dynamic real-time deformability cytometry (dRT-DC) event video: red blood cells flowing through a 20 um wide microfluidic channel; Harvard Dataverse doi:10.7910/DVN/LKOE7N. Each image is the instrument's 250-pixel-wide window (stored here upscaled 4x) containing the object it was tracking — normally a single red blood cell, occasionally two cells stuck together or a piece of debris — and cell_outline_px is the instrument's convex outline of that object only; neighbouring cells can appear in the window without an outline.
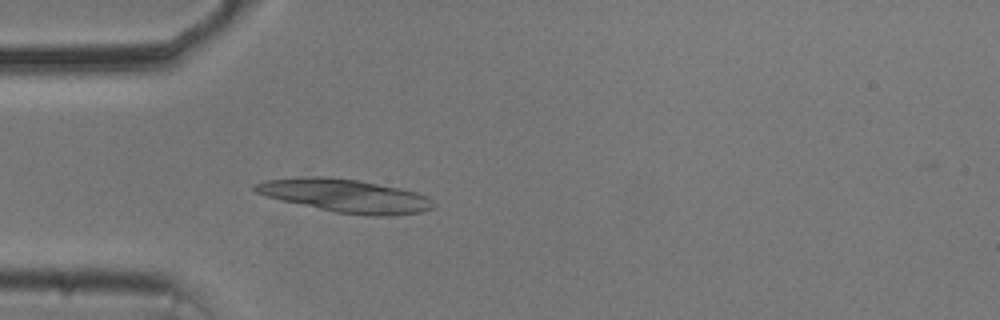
{"species": "common noctule bat (a hibernating species)", "species_latin": "Nyctalus noctula", "temperature_condition": "cold", "stored_images_in_passage": 9, "camera_frame_rate_fps": 3000, "um_per_image_px": 0.085, "animal": {"sex": "male", "body_mass_g": 20.5, "forearm_length_mm": 52.5}, "frame": {"image": 1, "passage_image": 1, "time_ms": 0.0, "image_size_px": [1000, 320], "cell_outline_px": [[436, 204], [432, 208], [424, 212], [388, 216], [376, 216], [336, 212], [280, 200], [264, 196], [256, 192], [252, 188], [256, 184], [268, 180], [304, 176], [324, 176], [356, 180], [400, 188], [416, 192], [428, 196]], "centroid_in_image_um": [29.38, 16.64], "position_along_channel_um": 55.6, "area_um2": 34.39}}
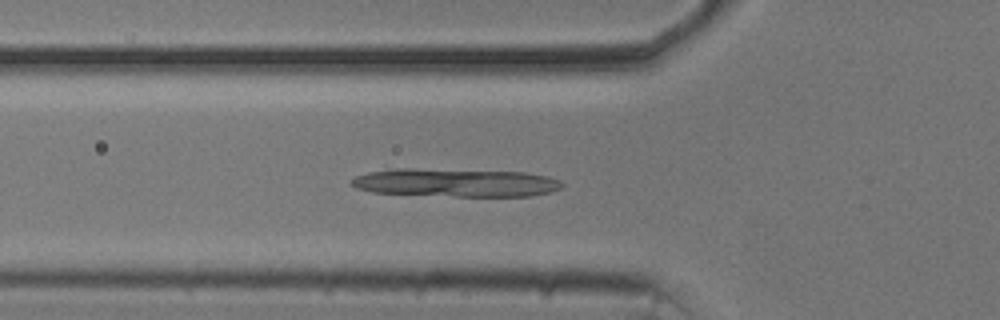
{"frame": {"image": 2, "passage_image": 4, "time_ms": 1.0, "image_size_px": [1000, 320], "cell_outline_px": [[564, 184], [560, 188], [548, 192], [532, 196], [456, 196], [372, 192], [356, 188], [348, 184], [356, 176], [368, 172], [396, 168], [412, 168], [524, 172], [548, 176], [560, 180]], "centroid_in_image_um": [38.71, 15.52], "position_along_channel_um": 87.1, "area_um2": 34.62}}
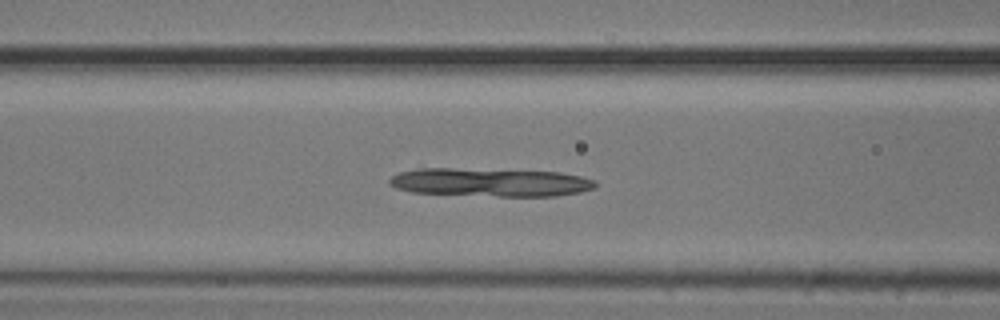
{"frame": {"image": 3, "passage_image": 7, "time_ms": 2.0, "image_size_px": [1000, 320], "cell_outline_px": [[596, 188], [580, 192], [556, 196], [500, 196], [412, 192], [396, 188], [388, 184], [388, 180], [392, 176], [400, 172], [416, 168], [452, 168], [560, 172], [580, 176], [596, 180]], "centroid_in_image_um": [41.68, 15.49], "position_along_channel_um": 124.9, "area_um2": 34.04}}